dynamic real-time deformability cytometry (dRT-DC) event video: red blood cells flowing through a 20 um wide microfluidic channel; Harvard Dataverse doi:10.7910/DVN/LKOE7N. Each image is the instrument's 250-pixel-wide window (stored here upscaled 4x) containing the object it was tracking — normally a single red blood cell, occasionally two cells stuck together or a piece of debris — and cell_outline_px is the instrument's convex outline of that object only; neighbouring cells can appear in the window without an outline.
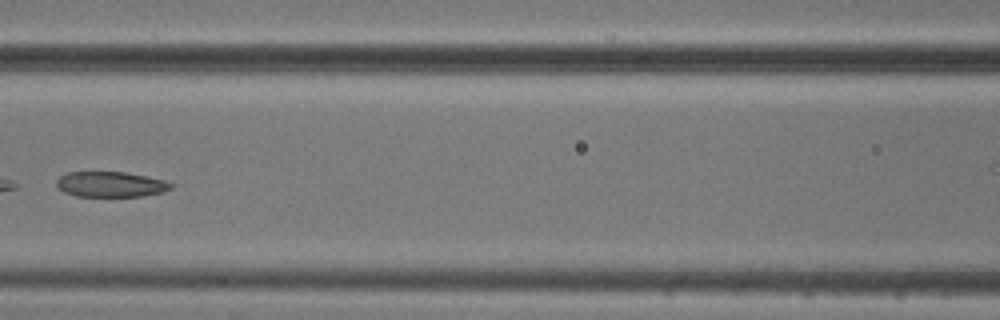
{"species": "common noctule bat (a hibernating species)", "species_latin": "Nyctalus noctula", "temperature_condition": "cold", "stored_images_in_passage": 7, "camera_frame_rate_fps": 3000, "um_per_image_px": 0.085, "animal": {"sex": "male", "body_mass_g": 20.5, "forearm_length_mm": 52.5}, "frame": {"image": 1, "passage_image": 6, "time_ms": 7.333, "image_size_px": [1000, 320], "cell_outline_px": [[172, 188], [164, 192], [140, 196], [76, 196], [64, 192], [56, 184], [56, 180], [60, 176], [68, 172], [124, 172], [164, 180], [172, 184]], "centroid_in_image_um": [9.39, 15.67], "position_along_channel_um": 157.2, "area_um2": 16.76}}
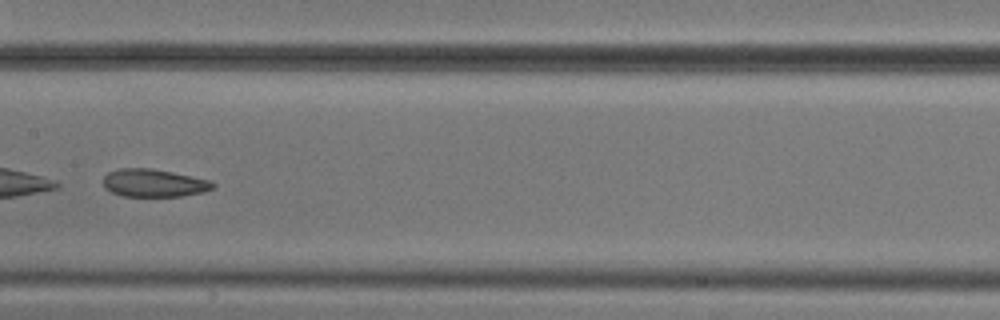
{"frame": {"image": 2, "passage_image": 7, "time_ms": 8.333, "image_size_px": [1000, 320], "cell_outline_px": [[216, 184], [212, 188], [204, 192], [184, 196], [120, 196], [104, 188], [104, 176], [108, 172], [120, 168], [148, 168], [172, 172], [212, 180]], "centroid_in_image_um": [13.09, 15.56], "position_along_channel_um": 194.3, "area_um2": 17.86}}